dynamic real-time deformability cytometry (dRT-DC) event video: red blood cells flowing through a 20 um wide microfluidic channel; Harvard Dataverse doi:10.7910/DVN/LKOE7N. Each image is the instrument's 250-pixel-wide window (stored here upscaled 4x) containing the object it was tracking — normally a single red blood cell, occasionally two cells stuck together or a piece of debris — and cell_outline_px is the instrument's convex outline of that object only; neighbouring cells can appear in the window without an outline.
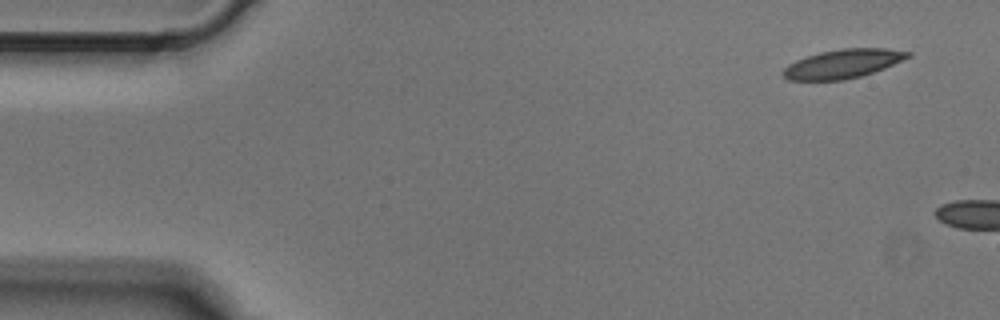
{"species": "Egyptian fruit bat (a non-hibernating species)", "species_latin": "Rousettus aegyptiacus", "temperature_condition": "cold", "stored_images_in_passage": 3, "camera_frame_rate_fps": 3000, "um_per_image_px": 0.085, "animal": {"sex": "male"}, "frame": {"image": 1, "passage_image": 1, "time_ms": 0.0, "image_size_px": [1000, 320], "cell_outline_px": [[912, 56], [884, 68], [860, 76], [844, 80], [788, 80], [780, 72], [788, 64], [796, 60], [820, 52], [844, 48], [888, 48], [912, 52]], "centroid_in_image_um": [71.65, 5.41], "position_along_channel_um": 13.3, "area_um2": 20.98}}